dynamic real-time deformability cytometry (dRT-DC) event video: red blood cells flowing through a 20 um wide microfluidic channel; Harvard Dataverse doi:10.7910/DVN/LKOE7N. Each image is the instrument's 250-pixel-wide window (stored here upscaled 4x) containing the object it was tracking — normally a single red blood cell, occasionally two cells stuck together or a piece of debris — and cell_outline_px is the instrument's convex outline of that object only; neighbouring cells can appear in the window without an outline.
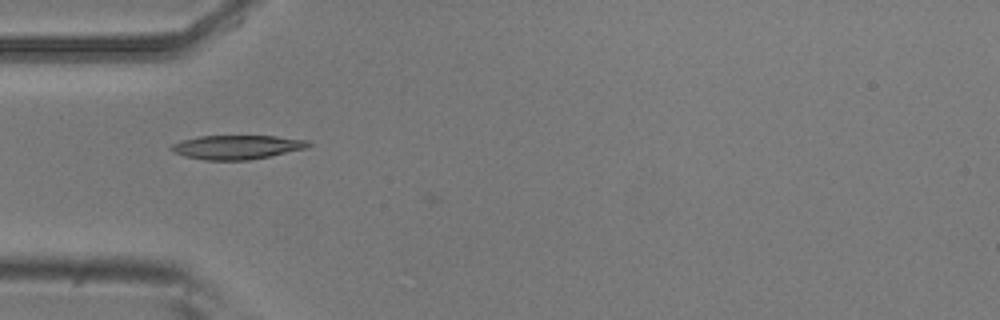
{"species": "common noctule bat (a hibernating species)", "species_latin": "Nyctalus noctula", "temperature_condition": "room temperature", "stored_images_in_passage": 2, "camera_frame_rate_fps": 3000, "um_per_image_px": 0.085, "animal": {"sex": "male", "body_mass_g": 20.5, "forearm_length_mm": 52.5}, "frame": {"image": 1, "passage_image": 1, "time_ms": 0.0, "image_size_px": [1000, 320], "cell_outline_px": [[312, 144], [308, 148], [248, 160], [204, 160], [184, 156], [172, 152], [168, 148], [172, 144], [180, 140], [200, 136], [276, 136], [308, 140]], "centroid_in_image_um": [20.11, 12.5], "position_along_channel_um": 64.9, "area_um2": 19.31}}